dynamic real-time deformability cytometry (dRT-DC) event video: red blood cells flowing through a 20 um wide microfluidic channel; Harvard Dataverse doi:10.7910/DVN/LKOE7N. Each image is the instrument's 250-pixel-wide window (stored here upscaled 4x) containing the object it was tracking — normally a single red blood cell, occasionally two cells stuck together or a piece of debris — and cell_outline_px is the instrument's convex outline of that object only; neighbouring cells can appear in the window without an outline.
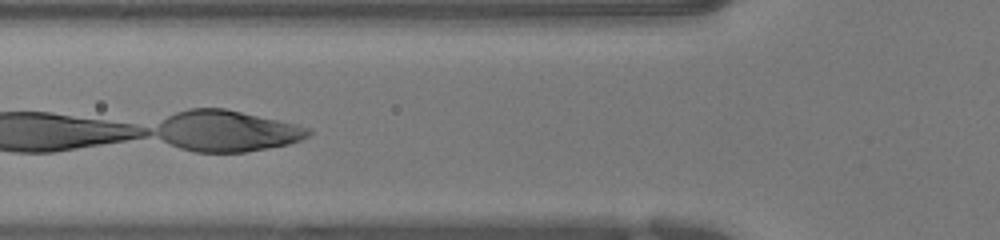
{"species": "human", "species_latin": "Homo sapiens", "temperature_condition": "warm", "stored_images_in_passage": 38, "segment_of_instrument_passage": [2, 2], "camera_frame_rate_fps": 3000, "um_per_image_px": 0.085, "donor": {"sex": "female"}, "frame": {"image": 1, "passage_image": 20, "time_ms": 6.333, "image_size_px": [1000, 240], "cell_outline_px": [[308, 132], [296, 140], [284, 144], [240, 152], [200, 152], [184, 148], [168, 140], [156, 132], [164, 120], [180, 112], [196, 108], [220, 108], [252, 116]], "centroid_in_image_um": [19.09, 11.15], "position_along_channel_um": 106.7, "area_um2": 32.66}}